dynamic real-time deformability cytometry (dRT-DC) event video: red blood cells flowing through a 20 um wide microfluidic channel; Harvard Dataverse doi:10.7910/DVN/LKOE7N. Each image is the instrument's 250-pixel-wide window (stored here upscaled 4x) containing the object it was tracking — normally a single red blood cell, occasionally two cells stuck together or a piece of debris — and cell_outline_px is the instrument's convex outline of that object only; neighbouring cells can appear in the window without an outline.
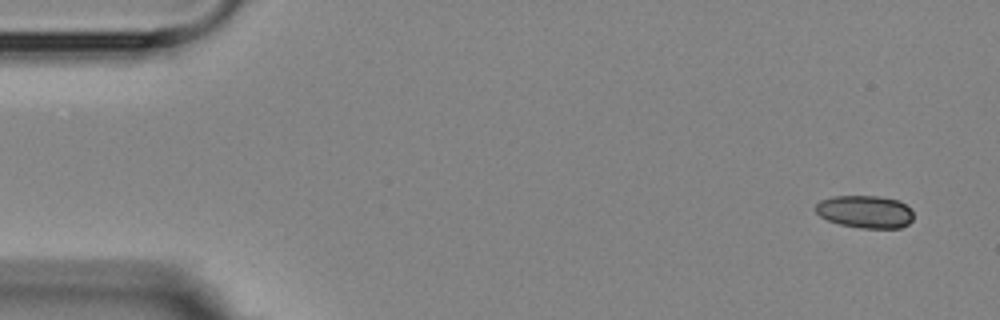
{"species": "Egyptian fruit bat (a non-hibernating species)", "species_latin": "Rousettus aegyptiacus", "temperature_condition": "room temperature", "stored_images_in_passage": 6, "camera_frame_rate_fps": 3000, "um_per_image_px": 0.085, "animal": {"sex": "female"}, "frame": {"image": 1, "passage_image": 1, "time_ms": 0.0, "image_size_px": [1000, 320], "cell_outline_px": [[912, 220], [908, 224], [900, 228], [860, 228], [840, 224], [828, 220], [820, 216], [816, 212], [816, 204], [820, 200], [832, 196], [876, 196], [900, 200], [912, 212]], "centroid_in_image_um": [73.52, 17.99], "position_along_channel_um": 11.5, "area_um2": 18.55}}
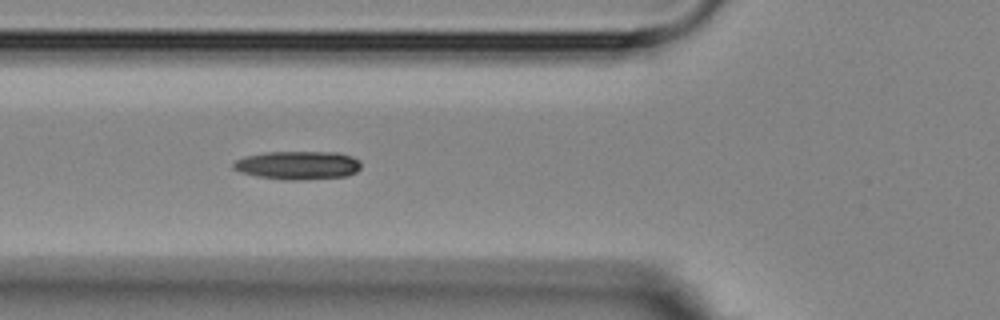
{"frame": {"image": 2, "passage_image": 5, "time_ms": 5.667, "image_size_px": [1000, 320], "cell_outline_px": [[360, 168], [356, 172], [348, 176], [300, 180], [284, 180], [256, 176], [240, 172], [232, 168], [232, 164], [236, 160], [244, 156], [264, 152], [336, 152], [352, 156], [360, 160]], "centroid_in_image_um": [25.31, 14.05], "position_along_channel_um": 100.5, "area_um2": 21.39}}
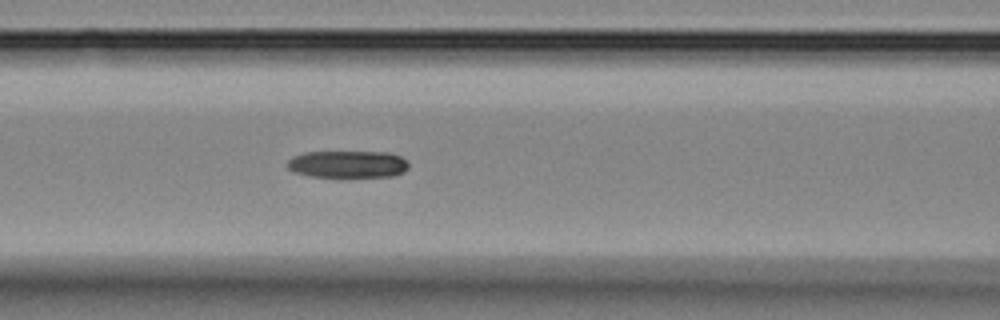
{"frame": {"image": 3, "passage_image": 6, "time_ms": 6.667, "image_size_px": [1000, 320], "cell_outline_px": [[408, 168], [404, 172], [392, 176], [340, 180], [308, 176], [292, 172], [288, 168], [288, 160], [292, 156], [304, 152], [388, 152], [400, 156], [408, 160]], "centroid_in_image_um": [29.55, 14.01], "position_along_channel_um": 137.1, "area_um2": 20.4}}